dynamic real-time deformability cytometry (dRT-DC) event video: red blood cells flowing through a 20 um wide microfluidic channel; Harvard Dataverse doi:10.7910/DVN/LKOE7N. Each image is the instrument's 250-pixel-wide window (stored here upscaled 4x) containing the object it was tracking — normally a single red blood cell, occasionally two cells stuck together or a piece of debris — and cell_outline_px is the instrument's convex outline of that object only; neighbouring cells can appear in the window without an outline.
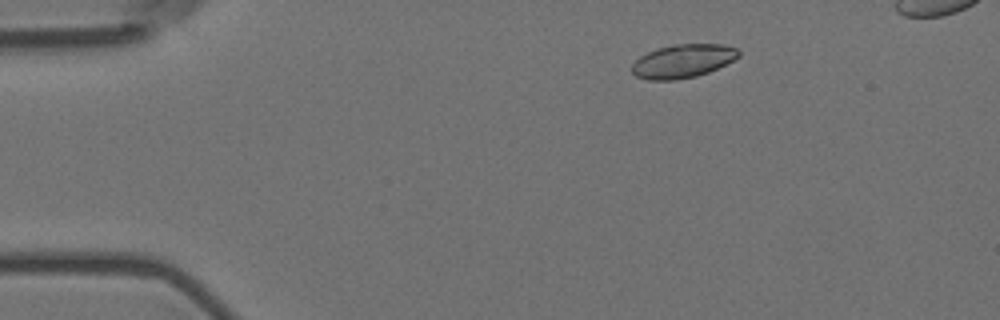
{"species": "Egyptian fruit bat (a non-hibernating species)", "species_latin": "Rousettus aegyptiacus", "temperature_condition": "room temperature", "stored_images_in_passage": 4, "camera_frame_rate_fps": 3000, "um_per_image_px": 0.085, "animal": {"sex": "female"}, "frame": {"image": 1, "passage_image": 2, "time_ms": 0.333, "image_size_px": [1000, 320], "cell_outline_px": [[740, 56], [708, 72], [696, 76], [676, 80], [648, 80], [636, 76], [632, 72], [632, 64], [640, 56], [656, 48], [672, 44], [724, 44], [736, 48], [740, 52]], "centroid_in_image_um": [58.02, 5.18], "position_along_channel_um": 27.0, "area_um2": 20.81}}